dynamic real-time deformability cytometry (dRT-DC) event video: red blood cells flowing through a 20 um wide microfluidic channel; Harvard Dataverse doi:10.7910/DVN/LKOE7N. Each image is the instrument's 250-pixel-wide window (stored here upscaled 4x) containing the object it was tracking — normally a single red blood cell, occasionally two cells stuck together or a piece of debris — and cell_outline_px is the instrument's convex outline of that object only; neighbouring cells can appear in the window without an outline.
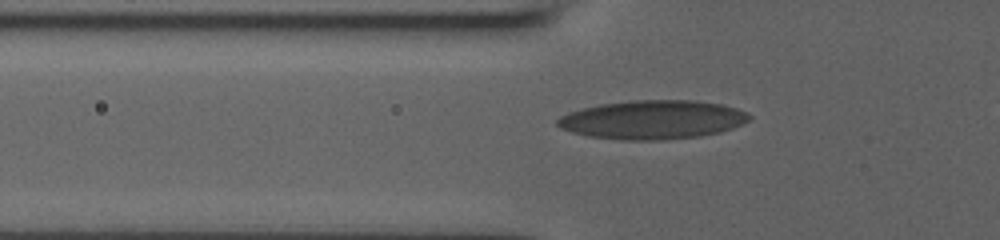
{"species": "human", "species_latin": "Homo sapiens", "temperature_condition": "room temperature", "stored_images_in_passage": 34, "camera_frame_rate_fps": 3000, "um_per_image_px": 0.085, "donor": {"sex": "male"}, "frame": {"image": 1, "passage_image": 4, "time_ms": 1.0, "image_size_px": [1000, 240], "cell_outline_px": [[752, 116], [748, 120], [732, 128], [720, 132], [700, 136], [660, 140], [624, 140], [588, 136], [572, 132], [560, 128], [556, 124], [556, 120], [560, 116], [568, 112], [600, 104], [632, 100], [696, 100], [720, 104], [736, 108], [748, 112]], "centroid_in_image_um": [55.46, 10.17], "position_along_channel_um": 70.3, "area_um2": 43.41}}
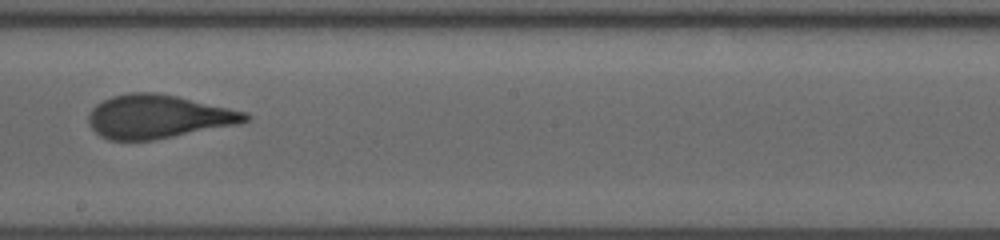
{"frame": {"image": 2, "passage_image": 16, "time_ms": 5.0, "image_size_px": [1000, 240], "cell_outline_px": [[252, 116], [248, 120], [240, 124], [152, 140], [108, 140], [100, 136], [88, 124], [88, 116], [92, 108], [96, 104], [112, 96], [128, 92], [156, 92], [176, 96], [248, 112]], "centroid_in_image_um": [13.44, 9.91], "position_along_channel_um": 234.8, "area_um2": 39.82}}
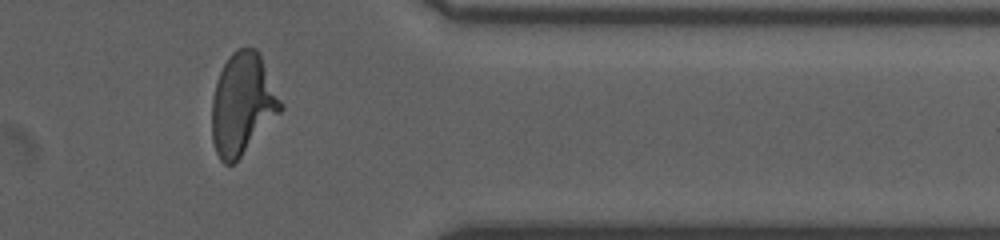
{"frame": {"image": 3, "passage_image": 28, "time_ms": 9.0, "image_size_px": [1000, 240], "cell_outline_px": [[284, 108], [240, 156], [232, 164], [224, 164], [220, 160], [216, 152], [212, 140], [212, 96], [216, 80], [228, 56], [232, 52], [240, 48], [256, 48], [260, 52], [284, 104]], "centroid_in_image_um": [20.62, 8.8], "position_along_channel_um": 390.8, "area_um2": 40.69}}